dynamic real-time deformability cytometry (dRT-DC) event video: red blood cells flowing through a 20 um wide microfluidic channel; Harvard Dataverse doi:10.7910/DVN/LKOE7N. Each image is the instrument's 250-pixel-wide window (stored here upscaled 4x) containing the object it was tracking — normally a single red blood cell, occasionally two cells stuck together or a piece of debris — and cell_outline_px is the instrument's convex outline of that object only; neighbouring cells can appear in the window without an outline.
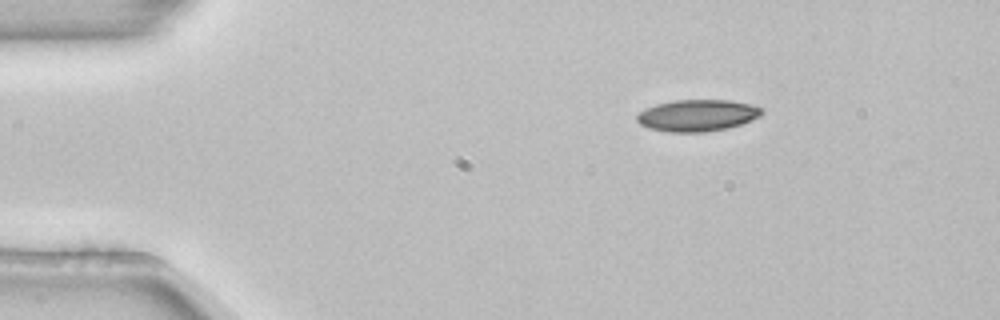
{"species": "common noctule bat (a hibernating species)", "species_latin": "Nyctalus noctula", "temperature_condition": "room temperature", "stored_images_in_passage": 3, "camera_frame_rate_fps": 3000, "um_per_image_px": 0.085, "animal": {"sex": "female", "body_mass_g": 22.7, "forearm_length_mm": 54.2}, "frame": {"image": 1, "passage_image": 1, "time_ms": 0.0, "image_size_px": [1000, 320], "cell_outline_px": [[764, 112], [760, 116], [752, 120], [728, 128], [704, 132], [668, 132], [648, 128], [640, 124], [636, 120], [636, 116], [640, 112], [656, 104], [672, 100], [728, 100], [752, 104], [764, 108]], "centroid_in_image_um": [59.3, 9.81], "position_along_channel_um": 25.7, "area_um2": 23.18}}
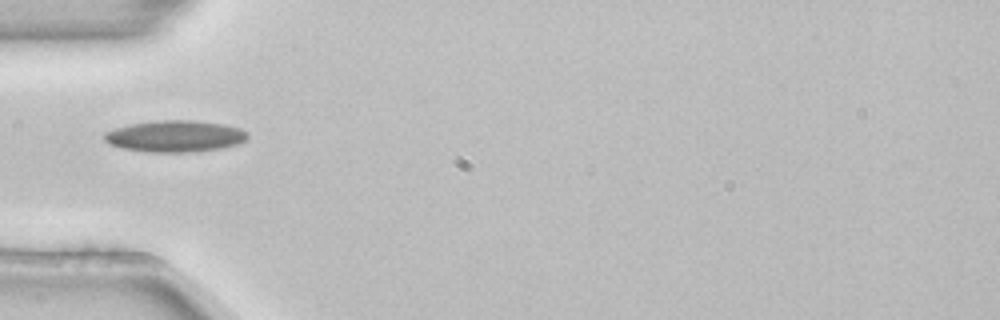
{"frame": {"image": 2, "passage_image": 3, "time_ms": 0.667, "image_size_px": [1000, 320], "cell_outline_px": [[248, 136], [240, 144], [220, 148], [192, 152], [144, 152], [120, 148], [108, 144], [104, 140], [104, 132], [116, 128], [132, 124], [160, 120], [192, 120], [224, 124], [240, 128], [248, 132]], "centroid_in_image_um": [14.87, 11.58], "position_along_channel_um": 70.1, "area_um2": 26.47}}